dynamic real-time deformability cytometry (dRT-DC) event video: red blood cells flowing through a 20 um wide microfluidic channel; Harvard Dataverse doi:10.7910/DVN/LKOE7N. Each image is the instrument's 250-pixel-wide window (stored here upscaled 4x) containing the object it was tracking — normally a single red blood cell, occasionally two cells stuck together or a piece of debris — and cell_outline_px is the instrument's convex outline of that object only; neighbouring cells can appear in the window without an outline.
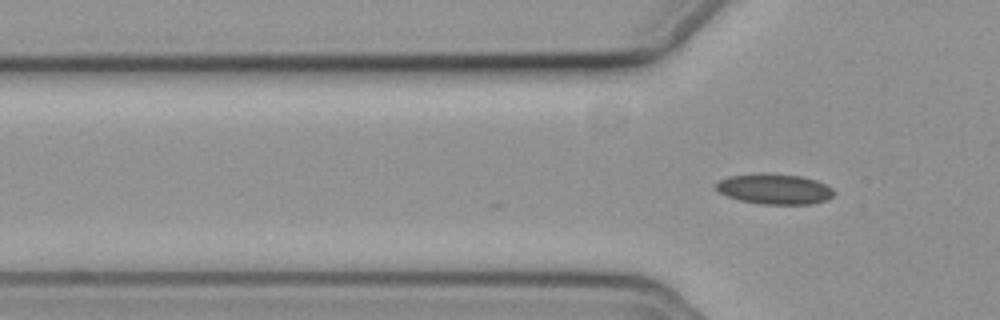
{"species": "common noctule bat (a hibernating species)", "species_latin": "Nyctalus noctula", "temperature_condition": "cold", "stored_images_in_passage": 3, "camera_frame_rate_fps": 3000, "um_per_image_px": 0.085, "animal": {"sex": "female", "body_mass_g": 19.3, "forearm_length_mm": 54.1}, "frame": {"image": 1, "passage_image": 3, "time_ms": 0.667, "image_size_px": [1000, 320], "cell_outline_px": [[836, 192], [828, 200], [812, 204], [760, 204], [740, 200], [728, 196], [720, 192], [716, 188], [716, 184], [720, 180], [728, 176], [760, 172], [764, 172], [800, 176], [816, 180], [832, 188]], "centroid_in_image_um": [65.85, 16.05], "position_along_channel_um": 60.0, "area_um2": 21.04}}